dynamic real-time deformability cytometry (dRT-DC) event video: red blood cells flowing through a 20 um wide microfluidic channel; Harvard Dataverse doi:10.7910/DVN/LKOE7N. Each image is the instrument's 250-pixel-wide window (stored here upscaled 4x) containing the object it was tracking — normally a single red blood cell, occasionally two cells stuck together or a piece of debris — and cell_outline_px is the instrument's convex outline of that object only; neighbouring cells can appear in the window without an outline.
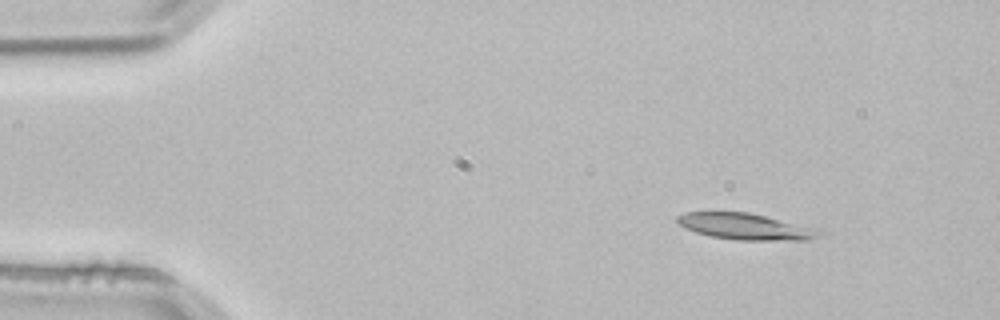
{"species": "common noctule bat (a hibernating species)", "species_latin": "Nyctalus noctula", "temperature_condition": "room temperature", "stored_images_in_passage": 4, "camera_frame_rate_fps": 3000, "um_per_image_px": 0.085, "animal": {"sex": "male", "body_mass_g": 21.5, "forearm_length_mm": 52.0}, "frame": {"image": 1, "passage_image": 1, "time_ms": 0.0, "image_size_px": [1000, 320], "cell_outline_px": [[820, 232], [816, 236], [808, 240], [736, 240], [712, 236], [696, 232], [684, 228], [676, 220], [676, 216], [684, 212], [748, 212], [820, 228]], "centroid_in_image_um": [63.36, 19.25], "position_along_channel_um": 21.6, "area_um2": 21.73}}
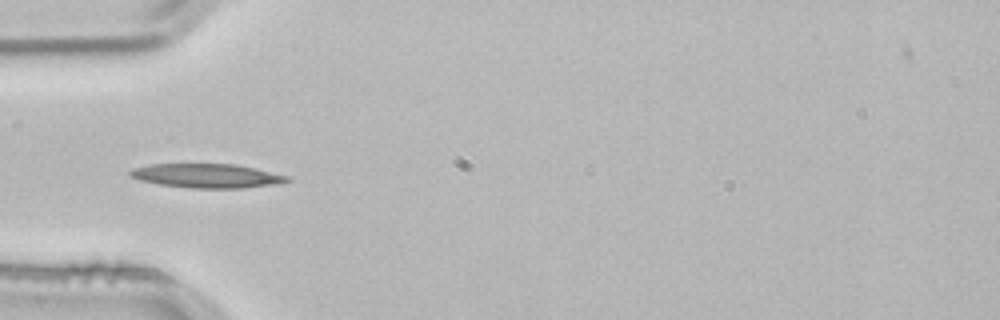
{"frame": {"image": 2, "passage_image": 3, "time_ms": 0.667, "image_size_px": [1000, 320], "cell_outline_px": [[292, 180], [280, 184], [244, 188], [192, 188], [160, 184], [140, 180], [128, 176], [128, 172], [132, 168], [152, 164], [236, 164], [288, 176]], "centroid_in_image_um": [17.59, 14.94], "position_along_channel_um": 67.4, "area_um2": 22.08}}